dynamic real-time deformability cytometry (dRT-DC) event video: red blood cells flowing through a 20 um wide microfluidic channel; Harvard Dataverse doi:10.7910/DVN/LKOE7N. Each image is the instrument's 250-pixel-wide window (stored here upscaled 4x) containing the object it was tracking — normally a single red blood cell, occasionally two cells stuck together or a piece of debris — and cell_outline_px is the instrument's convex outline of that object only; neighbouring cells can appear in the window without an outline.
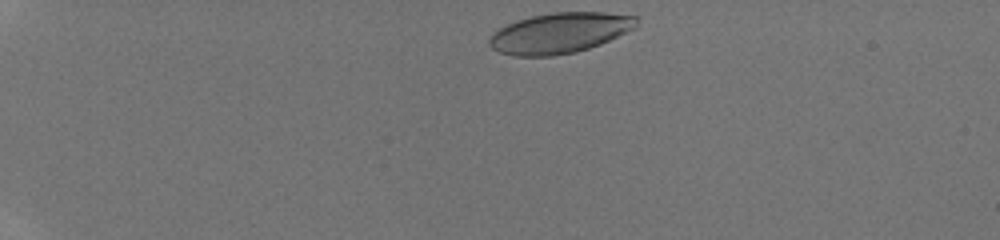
{"species": "human", "species_latin": "Homo sapiens", "temperature_condition": "room temperature", "stored_images_in_passage": 36, "camera_frame_rate_fps": 3000, "um_per_image_px": 0.085, "donor": {"sex": "male"}, "frame": {"image": 1, "passage_image": 1, "time_ms": 0.0, "image_size_px": [1000, 240], "cell_outline_px": [[640, 16], [636, 28], [600, 44], [576, 52], [552, 56], [512, 56], [500, 52], [492, 48], [488, 44], [488, 40], [492, 32], [516, 20], [532, 16], [552, 12], [604, 12]], "centroid_in_image_um": [47.59, 2.8], "position_along_channel_um": 37.4, "area_um2": 34.97}}
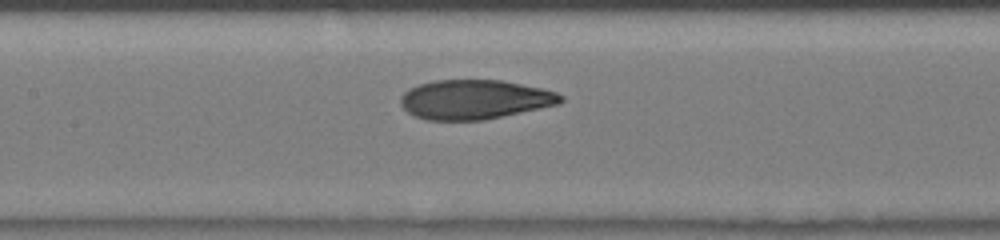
{"frame": {"image": 2, "passage_image": 15, "time_ms": 4.667, "image_size_px": [1000, 240], "cell_outline_px": [[564, 100], [560, 104], [484, 120], [424, 120], [412, 116], [400, 104], [400, 96], [408, 88], [420, 84], [436, 80], [500, 80], [540, 88], [556, 92], [564, 96]], "centroid_in_image_um": [40.32, 8.46], "position_along_channel_um": 167.1, "area_um2": 36.88}}
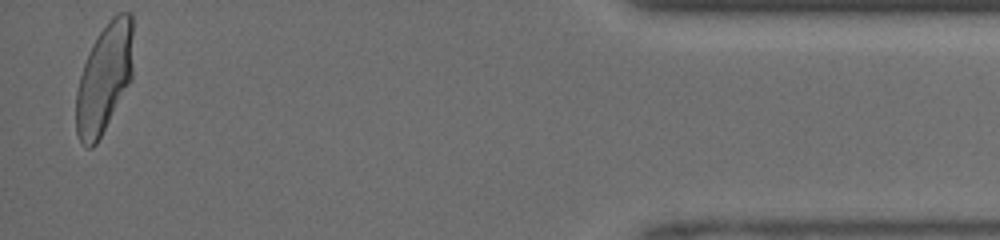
{"frame": {"image": 3, "passage_image": 35, "time_ms": 11.333, "image_size_px": [1000, 240], "cell_outline_px": [[132, 80], [96, 144], [92, 148], [88, 148], [80, 140], [76, 132], [76, 92], [80, 76], [84, 64], [92, 44], [108, 20], [116, 12], [132, 12]], "centroid_in_image_um": [8.87, 6.63], "position_along_channel_um": 426.3, "area_um2": 36.3}}